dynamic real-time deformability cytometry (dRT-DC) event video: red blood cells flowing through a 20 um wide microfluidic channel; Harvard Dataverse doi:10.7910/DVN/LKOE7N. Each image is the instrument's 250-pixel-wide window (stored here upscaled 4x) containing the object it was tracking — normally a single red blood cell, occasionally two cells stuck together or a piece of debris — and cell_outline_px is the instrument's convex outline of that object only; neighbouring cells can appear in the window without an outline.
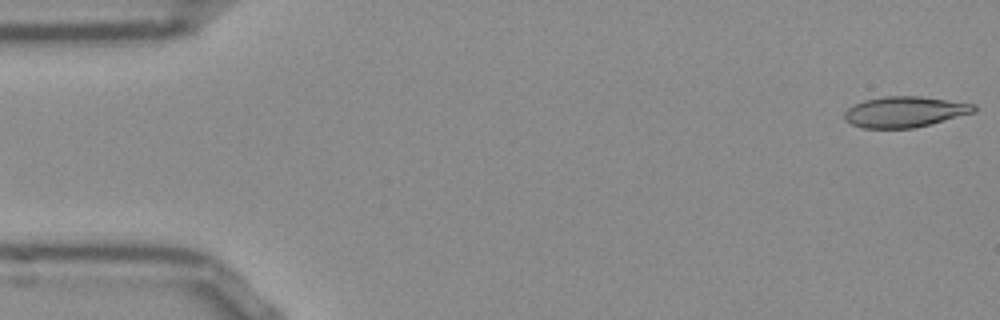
{"species": "Egyptian fruit bat (a non-hibernating species)", "species_latin": "Rousettus aegyptiacus", "temperature_condition": "room temperature", "stored_images_in_passage": 52, "camera_frame_rate_fps": 3000, "um_per_image_px": 0.085, "frame": {"image": 1, "passage_image": 1, "time_ms": 0.0, "image_size_px": [1000, 320], "cell_outline_px": [[976, 112], [912, 128], [860, 128], [844, 120], [844, 112], [848, 108], [864, 100], [884, 96], [920, 96], [976, 104]], "centroid_in_image_um": [76.89, 9.5], "position_along_channel_um": 8.1, "area_um2": 23.12}}
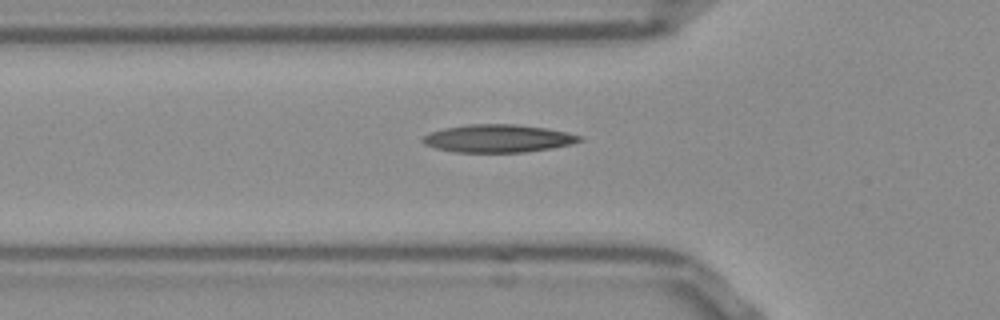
{"frame": {"image": 2, "passage_image": 17, "time_ms": 5.333, "image_size_px": [1000, 320], "cell_outline_px": [[584, 140], [572, 144], [552, 148], [524, 152], [456, 152], [436, 148], [424, 144], [420, 140], [424, 136], [432, 132], [444, 128], [468, 124], [516, 124], [544, 128], [584, 136]], "centroid_in_image_um": [42.35, 11.77], "position_along_channel_um": 83.4, "area_um2": 25.37}}
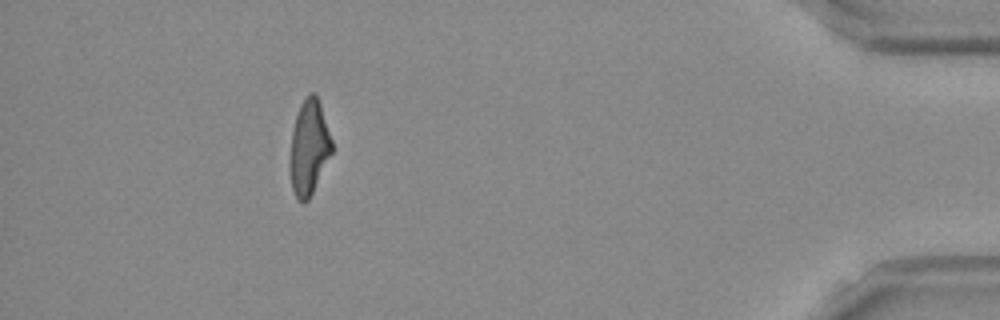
{"frame": {"image": 3, "passage_image": 47, "time_ms": 15.333, "image_size_px": [1000, 320], "cell_outline_px": [[332, 152], [308, 200], [304, 204], [296, 196], [292, 188], [292, 132], [296, 116], [300, 104], [308, 92], [316, 92], [332, 140]], "centroid_in_image_um": [26.3, 12.47], "position_along_channel_um": 408.9, "area_um2": 22.31}, "authors_computed_cell_mechanics": {"area_um2": 23.9003, "velocity_mm_per_s": 3.8549, "shape_relaxation_time_tau1_ms": 9.8845, "shape_relaxation_time_tau2_ms": 3.4898, "deformation_change_tau1": 0.2704, "deformation_change_tau2": 0.1231}}